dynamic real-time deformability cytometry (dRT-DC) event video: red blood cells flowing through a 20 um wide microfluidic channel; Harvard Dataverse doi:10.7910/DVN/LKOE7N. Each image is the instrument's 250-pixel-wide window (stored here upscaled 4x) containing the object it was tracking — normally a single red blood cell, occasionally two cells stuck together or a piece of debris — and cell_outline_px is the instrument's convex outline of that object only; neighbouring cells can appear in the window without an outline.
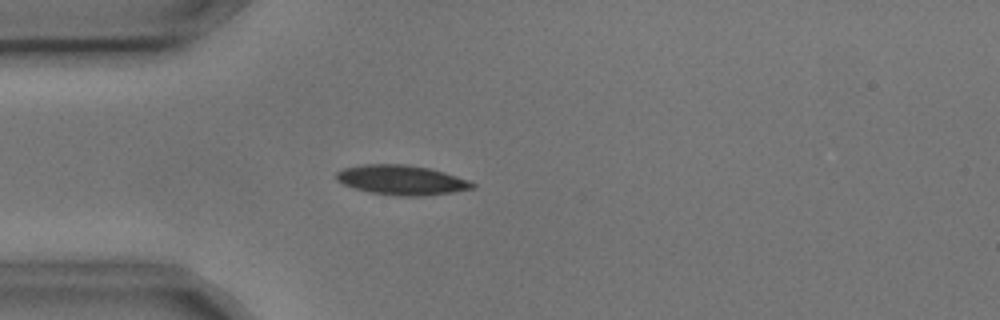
{"species": "common noctule bat (a hibernating species)", "species_latin": "Nyctalus noctula", "temperature_condition": "cold", "stored_images_in_passage": 3, "camera_frame_rate_fps": 3000, "um_per_image_px": 0.085, "animal": {"sex": "male", "body_mass_g": 17.9, "forearm_length_mm": 54.2}, "frame": {"image": 1, "passage_image": 3, "time_ms": 0.667, "image_size_px": [1000, 320], "cell_outline_px": [[476, 188], [452, 192], [420, 196], [400, 196], [372, 192], [356, 188], [344, 184], [336, 180], [336, 172], [344, 168], [364, 164], [404, 164], [428, 168], [444, 172], [468, 180], [476, 184]], "centroid_in_image_um": [34.15, 15.29], "position_along_channel_um": 50.9, "area_um2": 23.29}}